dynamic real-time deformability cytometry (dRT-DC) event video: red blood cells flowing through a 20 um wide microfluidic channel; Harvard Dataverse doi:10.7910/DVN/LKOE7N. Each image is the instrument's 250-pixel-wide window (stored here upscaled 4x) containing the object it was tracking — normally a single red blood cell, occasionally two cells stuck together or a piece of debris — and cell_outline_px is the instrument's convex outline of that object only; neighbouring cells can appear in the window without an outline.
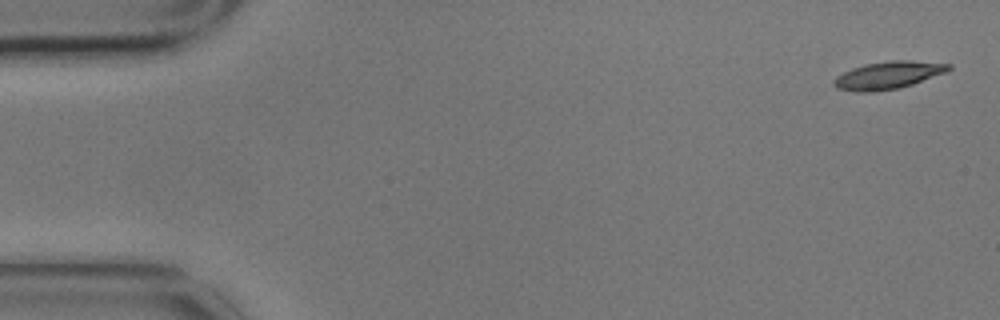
{"species": "common noctule bat (a hibernating species)", "species_latin": "Nyctalus noctula", "temperature_condition": "cold", "stored_images_in_passage": 4, "camera_frame_rate_fps": 3000, "um_per_image_px": 0.085, "animal": {"sex": "male", "body_mass_g": 17.9}, "frame": {"image": 1, "passage_image": 1, "time_ms": 0.0, "image_size_px": [1000, 320], "cell_outline_px": [[952, 68], [944, 72], [912, 84], [900, 88], [872, 92], [864, 92], [836, 88], [832, 84], [832, 80], [836, 76], [852, 68], [864, 64], [892, 60], [908, 60], [952, 64]], "centroid_in_image_um": [75.45, 6.39], "position_along_channel_um": 9.5, "area_um2": 18.26}}